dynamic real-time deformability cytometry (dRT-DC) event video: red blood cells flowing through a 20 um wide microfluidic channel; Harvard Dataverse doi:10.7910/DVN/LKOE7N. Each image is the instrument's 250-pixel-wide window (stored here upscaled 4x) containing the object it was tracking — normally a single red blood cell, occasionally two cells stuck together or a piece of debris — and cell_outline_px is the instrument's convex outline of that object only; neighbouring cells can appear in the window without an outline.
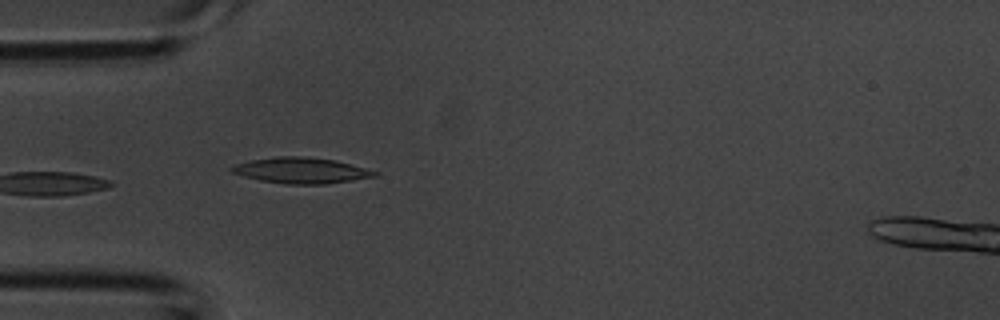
{"species": "common noctule bat (a hibernating species)", "species_latin": "Nyctalus noctula", "temperature_condition": "room temperature", "stored_images_in_passage": 4, "camera_frame_rate_fps": 3000, "um_per_image_px": 0.085, "animal": {"sex": "male", "body_mass_g": 20.1, "forearm_length_mm": 53.5}, "frame": {"image": 1, "passage_image": 4, "time_ms": 1.0, "image_size_px": [1000, 320], "cell_outline_px": [[380, 176], [324, 184], [284, 184], [260, 180], [244, 176], [232, 172], [228, 168], [236, 164], [252, 160], [276, 156], [304, 156], [336, 160], [380, 172]], "centroid_in_image_um": [25.63, 14.48], "position_along_channel_um": 59.4, "area_um2": 21.56}}